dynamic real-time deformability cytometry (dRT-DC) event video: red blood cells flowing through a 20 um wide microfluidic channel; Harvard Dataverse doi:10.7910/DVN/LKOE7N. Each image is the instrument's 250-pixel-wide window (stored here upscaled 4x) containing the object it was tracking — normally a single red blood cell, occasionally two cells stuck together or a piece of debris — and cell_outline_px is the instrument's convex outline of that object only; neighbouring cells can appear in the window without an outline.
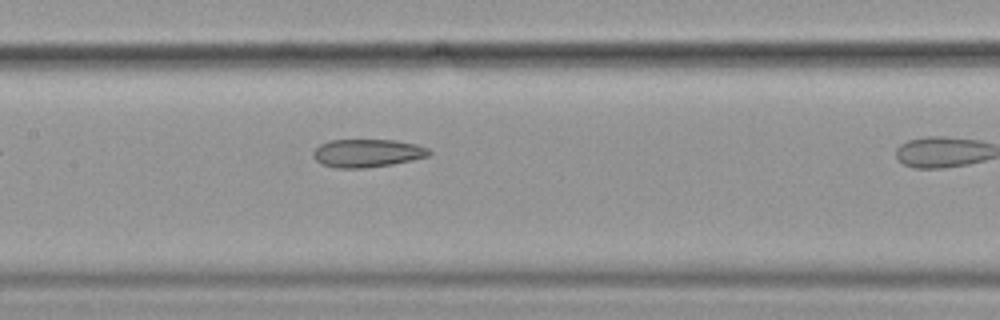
{"species": "common noctule bat (a hibernating species)", "species_latin": "Nyctalus noctula", "temperature_condition": "cold", "stored_images_in_passage": 11, "camera_frame_rate_fps": 3000, "um_per_image_px": 0.085, "animal": {"sex": "female", "body_mass_g": 19.9}, "frame": {"image": 1, "passage_image": 7, "time_ms": 2.0, "image_size_px": [1000, 320], "cell_outline_px": [[432, 152], [428, 156], [412, 160], [392, 164], [368, 168], [336, 168], [320, 164], [312, 156], [312, 152], [320, 144], [328, 140], [396, 140], [416, 144], [428, 148]], "centroid_in_image_um": [31.19, 13.02], "position_along_channel_um": 176.2, "area_um2": 19.13}}
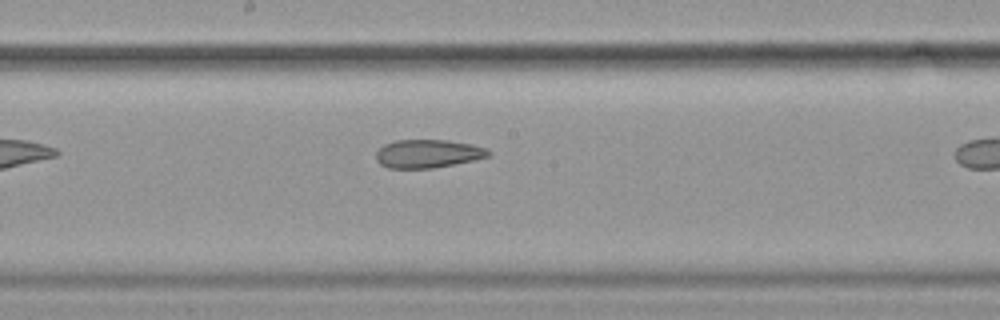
{"frame": {"image": 2, "passage_image": 10, "time_ms": 3.0, "image_size_px": [1000, 320], "cell_outline_px": [[492, 152], [488, 156], [472, 160], [432, 168], [388, 168], [380, 164], [376, 160], [376, 152], [384, 144], [396, 140], [448, 140], [472, 144], [488, 148]], "centroid_in_image_um": [36.36, 13.05], "position_along_channel_um": 211.8, "area_um2": 18.5}}